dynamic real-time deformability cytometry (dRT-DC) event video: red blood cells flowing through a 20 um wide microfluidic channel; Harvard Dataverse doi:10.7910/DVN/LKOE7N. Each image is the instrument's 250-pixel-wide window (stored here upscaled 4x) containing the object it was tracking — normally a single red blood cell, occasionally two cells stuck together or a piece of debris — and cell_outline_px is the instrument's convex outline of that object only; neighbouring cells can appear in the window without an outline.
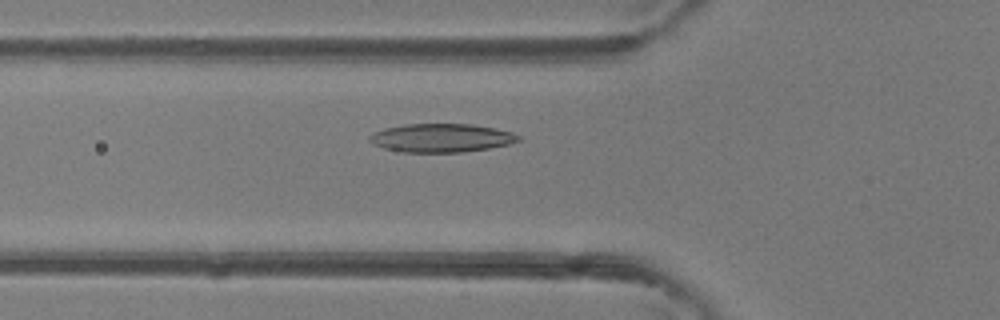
{"species": "common noctule bat (a hibernating species)", "species_latin": "Nyctalus noctula", "temperature_condition": "room temperature", "stored_images_in_passage": 47, "camera_frame_rate_fps": 3000, "um_per_image_px": 0.085, "animal": {"sex": "female"}, "frame": {"image": 1, "passage_image": 17, "time_ms": 5.333, "image_size_px": [1000, 320], "cell_outline_px": [[520, 140], [508, 144], [488, 148], [460, 152], [404, 152], [384, 148], [372, 144], [368, 140], [368, 136], [372, 132], [384, 128], [404, 124], [472, 124], [496, 128], [512, 132], [520, 136]], "centroid_in_image_um": [37.47, 11.71], "position_along_channel_um": 88.3, "area_um2": 24.8}}
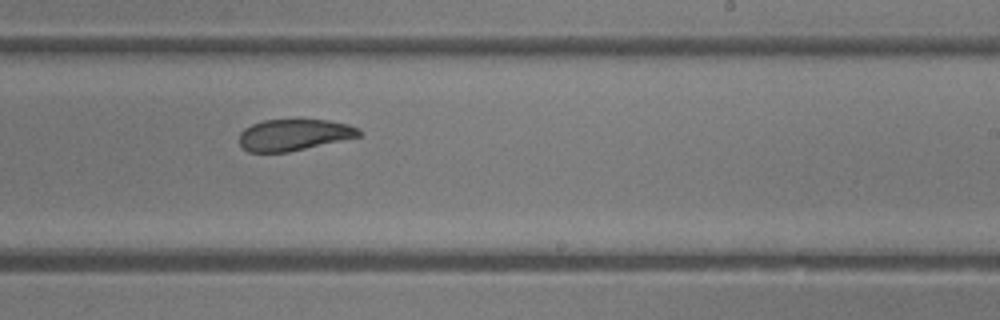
{"frame": {"image": 2, "passage_image": 29, "time_ms": 9.333, "image_size_px": [1000, 320], "cell_outline_px": [[360, 136], [288, 152], [248, 152], [240, 144], [240, 132], [244, 128], [252, 124], [264, 120], [328, 120], [348, 124], [360, 128]], "centroid_in_image_um": [24.97, 11.46], "position_along_channel_um": 264.0, "area_um2": 21.73}}
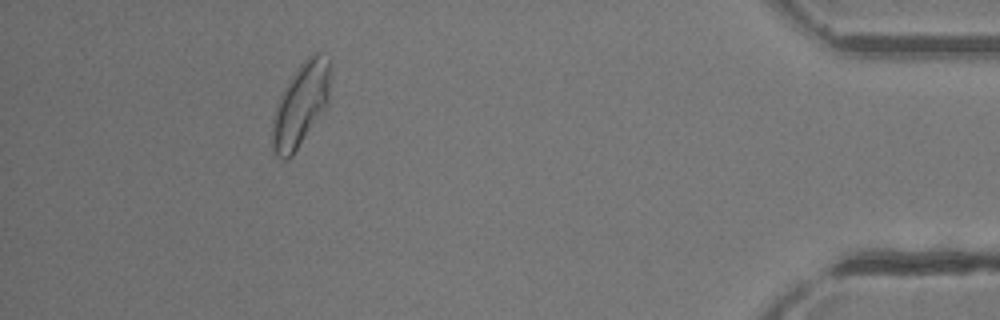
{"frame": {"image": 3, "passage_image": 43, "time_ms": 14.0, "image_size_px": [1000, 320], "cell_outline_px": [[328, 100], [292, 156], [288, 160], [284, 160], [276, 156], [272, 148], [272, 116], [276, 104], [288, 80], [296, 68], [312, 52], [320, 52], [328, 60]], "centroid_in_image_um": [25.48, 8.9], "position_along_channel_um": 409.7, "area_um2": 27.4}, "authors_computed_cell_mechanics": {"area_um2": 25.143, "velocity_mm_per_s": 4.3832, "shape_relaxation_time_tau1_ms": 5.2273, "shape_relaxation_time_tau2_ms": 2.8994, "deformation_change_tau1": 0.1533, "deformation_change_tau2": 0.091}}